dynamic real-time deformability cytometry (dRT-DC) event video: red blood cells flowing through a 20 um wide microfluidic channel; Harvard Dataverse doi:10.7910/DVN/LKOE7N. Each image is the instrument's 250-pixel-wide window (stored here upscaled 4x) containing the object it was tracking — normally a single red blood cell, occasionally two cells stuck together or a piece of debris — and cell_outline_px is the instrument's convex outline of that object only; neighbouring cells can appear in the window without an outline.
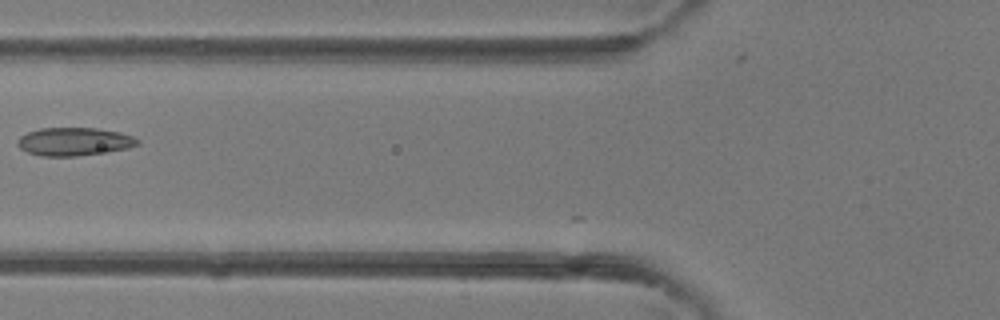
{"species": "common noctule bat (a hibernating species)", "species_latin": "Nyctalus noctula", "temperature_condition": "room temperature", "stored_images_in_passage": 6, "camera_frame_rate_fps": 3000, "um_per_image_px": 0.085, "animal": {"sex": "female"}, "frame": {"image": 1, "passage_image": 2, "time_ms": 0.333, "image_size_px": [1000, 320], "cell_outline_px": [[140, 144], [128, 148], [108, 152], [76, 156], [40, 156], [28, 152], [20, 148], [16, 144], [16, 140], [20, 136], [28, 132], [40, 128], [96, 128], [120, 132], [132, 136], [140, 140]], "centroid_in_image_um": [6.31, 12.04], "position_along_channel_um": 119.5, "area_um2": 19.83}}
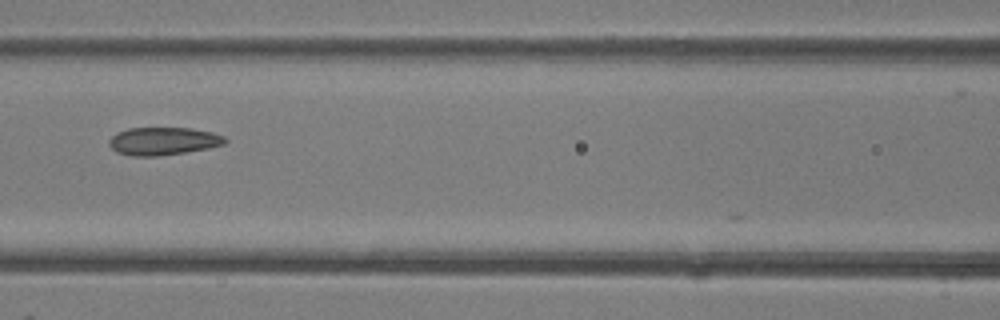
{"frame": {"image": 2, "passage_image": 4, "time_ms": 1.0, "image_size_px": [1000, 320], "cell_outline_px": [[228, 140], [224, 144], [208, 148], [184, 152], [156, 156], [132, 156], [116, 152], [108, 144], [108, 140], [116, 132], [128, 128], [192, 128], [212, 132], [224, 136]], "centroid_in_image_um": [13.85, 11.99], "position_along_channel_um": 152.7, "area_um2": 18.84}}